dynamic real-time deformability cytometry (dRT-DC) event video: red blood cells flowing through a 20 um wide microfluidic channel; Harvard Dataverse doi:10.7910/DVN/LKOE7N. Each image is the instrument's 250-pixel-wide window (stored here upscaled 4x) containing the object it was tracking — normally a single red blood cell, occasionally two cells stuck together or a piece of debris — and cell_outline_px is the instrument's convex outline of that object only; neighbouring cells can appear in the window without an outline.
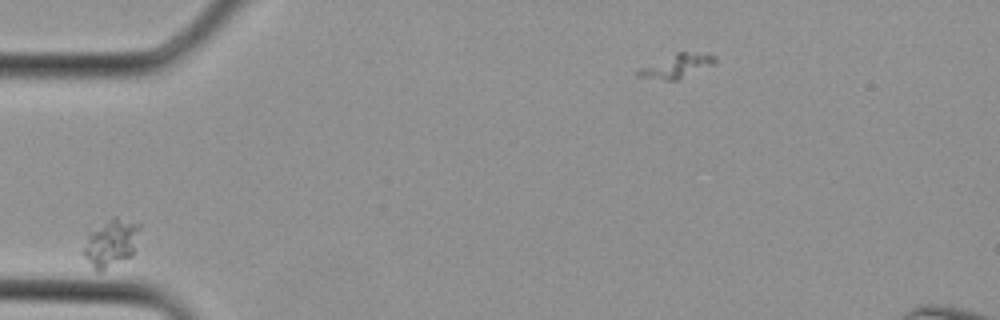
{"species": "Egyptian fruit bat (a non-hibernating species)", "species_latin": "Rousettus aegyptiacus", "temperature_condition": "cold", "stored_images_in_passage": 2, "camera_frame_rate_fps": 3000, "um_per_image_px": 0.085, "animal": {"sex": "female"}, "frame": {"image": 1, "passage_image": 1, "time_ms": 0.0, "image_size_px": [1000, 320], "cell_outline_px": [[140, 228], [132, 256], [100, 272], [96, 272], [92, 268], [80, 252], [88, 236], [92, 232], [112, 216], [140, 224]], "centroid_in_image_um": [9.4, 20.7], "position_along_channel_um": 75.6, "area_um2": 15.49}}